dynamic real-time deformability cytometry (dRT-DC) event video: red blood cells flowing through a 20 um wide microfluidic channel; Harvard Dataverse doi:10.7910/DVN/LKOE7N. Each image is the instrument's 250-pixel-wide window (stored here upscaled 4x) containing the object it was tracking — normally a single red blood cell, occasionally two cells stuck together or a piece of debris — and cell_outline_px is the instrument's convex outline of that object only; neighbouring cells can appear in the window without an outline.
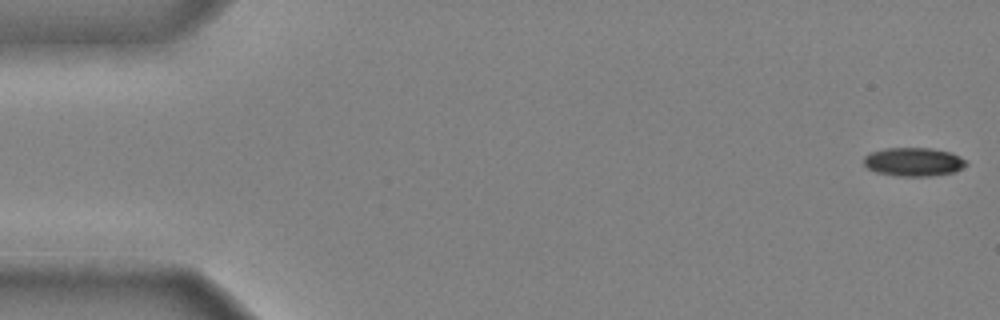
{"species": "common noctule bat (a hibernating species)", "species_latin": "Nyctalus noctula", "temperature_condition": "cold", "stored_images_in_passage": 10, "camera_frame_rate_fps": 3000, "um_per_image_px": 0.085, "animal": {"sex": "male", "body_mass_g": 20.4}, "frame": {"image": 1, "passage_image": 1, "time_ms": 0.0, "image_size_px": [1000, 320], "cell_outline_px": [[968, 164], [964, 168], [956, 172], [932, 176], [896, 176], [876, 172], [868, 168], [864, 164], [864, 156], [872, 152], [884, 148], [928, 148], [952, 152], [960, 156]], "centroid_in_image_um": [77.69, 13.76], "position_along_channel_um": 7.3, "area_um2": 17.22}}